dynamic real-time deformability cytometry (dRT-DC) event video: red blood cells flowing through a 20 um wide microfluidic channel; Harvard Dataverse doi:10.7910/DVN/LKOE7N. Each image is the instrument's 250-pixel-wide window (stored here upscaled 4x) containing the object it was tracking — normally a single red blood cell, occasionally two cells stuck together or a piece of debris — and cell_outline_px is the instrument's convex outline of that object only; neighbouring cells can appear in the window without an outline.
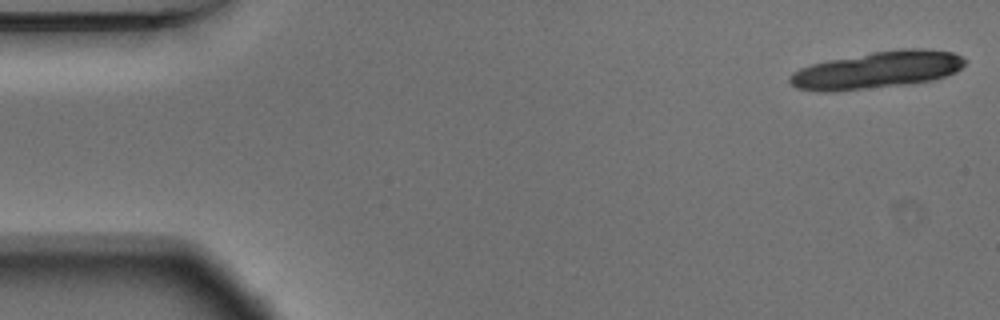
{"species": "Egyptian fruit bat (a non-hibernating species)", "species_latin": "Rousettus aegyptiacus", "temperature_condition": "warm", "stored_images_in_passage": 39, "segment_of_instrument_passage": [1, 2], "camera_frame_rate_fps": 3000, "um_per_image_px": 0.085, "animal": {"sex": "male"}, "frame": {"image": 1, "passage_image": 1, "time_ms": 0.0, "image_size_px": [1000, 320], "cell_outline_px": [[968, 60], [956, 72], [932, 80], [908, 84], [832, 92], [820, 92], [796, 88], [788, 80], [788, 76], [792, 72], [800, 68], [812, 64], [828, 60], [872, 52], [900, 48], [924, 48], [952, 52]], "centroid_in_image_um": [74.54, 5.95], "position_along_channel_um": 10.5, "area_um2": 37.97}}